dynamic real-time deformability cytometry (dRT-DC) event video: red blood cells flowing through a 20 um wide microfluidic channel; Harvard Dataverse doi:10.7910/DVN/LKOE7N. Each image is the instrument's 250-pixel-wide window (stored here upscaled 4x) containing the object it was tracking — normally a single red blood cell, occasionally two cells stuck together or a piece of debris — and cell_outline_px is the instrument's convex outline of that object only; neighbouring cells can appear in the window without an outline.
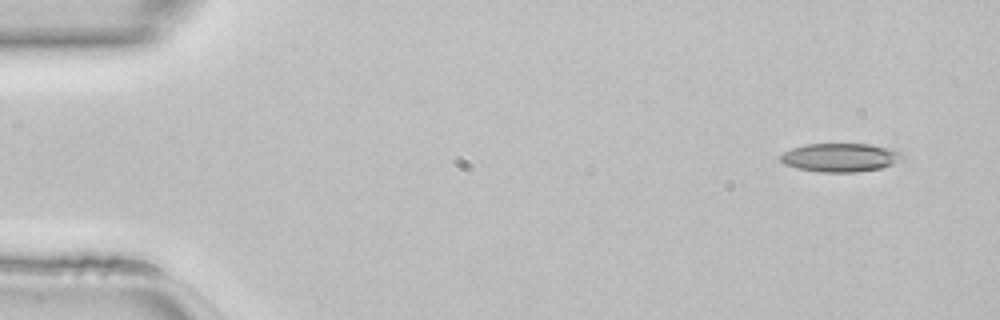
{"species": "common noctule bat (a hibernating species)", "species_latin": "Nyctalus noctula", "temperature_condition": "room temperature", "stored_images_in_passage": 45, "camera_frame_rate_fps": 3000, "um_per_image_px": 0.085, "animal": {"sex": "female", "body_mass_g": 22.7, "forearm_length_mm": 54.2}, "frame": {"image": 1, "passage_image": 1, "time_ms": 0.0, "image_size_px": [1000, 320], "cell_outline_px": [[904, 156], [892, 164], [880, 168], [856, 172], [820, 172], [796, 168], [784, 164], [780, 160], [780, 156], [784, 152], [792, 148], [804, 144], [872, 144], [896, 148], [904, 152]], "centroid_in_image_um": [71.46, 13.37], "position_along_channel_um": 13.5, "area_um2": 20.52}}
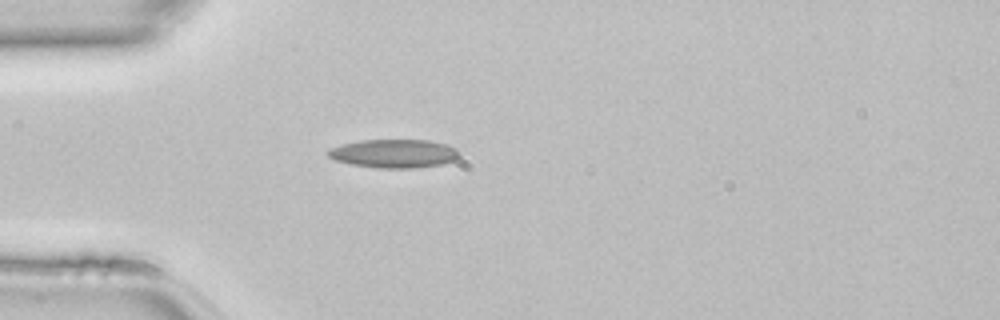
{"frame": {"image": 2, "passage_image": 11, "time_ms": 3.333, "image_size_px": [1000, 320], "cell_outline_px": [[460, 156], [456, 160], [444, 164], [416, 168], [380, 168], [352, 164], [336, 160], [328, 156], [324, 152], [328, 148], [360, 140], [428, 140], [448, 144], [456, 148], [460, 152]], "centroid_in_image_um": [33.53, 13.05], "position_along_channel_um": 51.5, "area_um2": 22.08}}
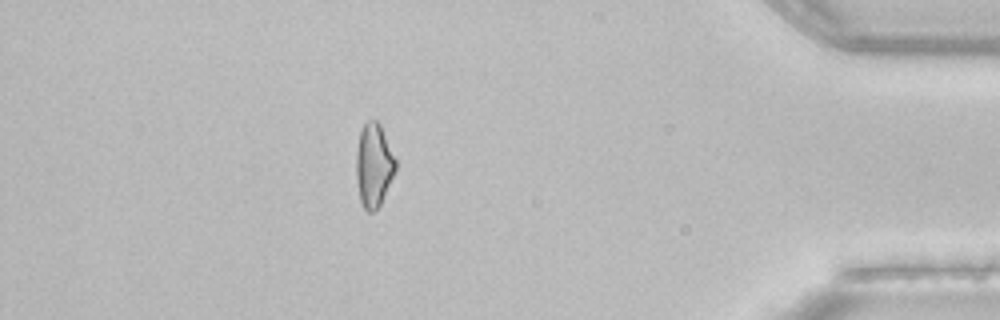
{"frame": {"image": 3, "passage_image": 39, "time_ms": 12.667, "image_size_px": [1000, 320], "cell_outline_px": [[396, 168], [380, 204], [372, 212], [368, 212], [364, 208], [360, 200], [356, 176], [356, 152], [360, 132], [364, 124], [368, 120], [376, 120], [380, 124], [396, 160]], "centroid_in_image_um": [31.75, 14.03], "position_along_channel_um": 403.4, "area_um2": 18.84}}